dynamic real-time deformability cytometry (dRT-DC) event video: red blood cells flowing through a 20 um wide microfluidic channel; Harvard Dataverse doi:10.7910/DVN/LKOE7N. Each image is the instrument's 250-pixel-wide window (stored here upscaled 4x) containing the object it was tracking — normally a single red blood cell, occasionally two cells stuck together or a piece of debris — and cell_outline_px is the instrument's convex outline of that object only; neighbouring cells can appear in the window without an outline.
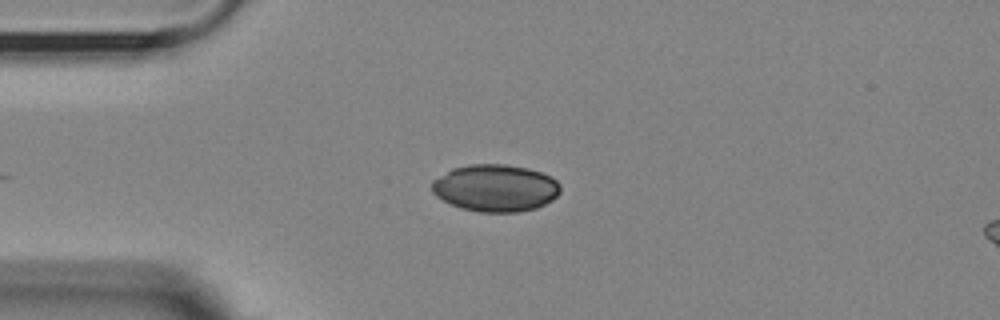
{"species": "Egyptian fruit bat (a non-hibernating species)", "species_latin": "Rousettus aegyptiacus", "temperature_condition": "room temperature", "stored_images_in_passage": 37, "camera_frame_rate_fps": 3000, "um_per_image_px": 0.085, "animal": {"sex": "female"}, "frame": {"image": 1, "passage_image": 1, "time_ms": 0.0, "image_size_px": [1000, 320], "cell_outline_px": [[560, 192], [552, 200], [536, 208], [520, 212], [480, 212], [460, 208], [436, 196], [432, 192], [432, 180], [452, 168], [468, 164], [504, 164], [528, 168], [552, 176], [560, 184]], "centroid_in_image_um": [42.11, 15.97], "position_along_channel_um": 42.9, "area_um2": 35.43}}
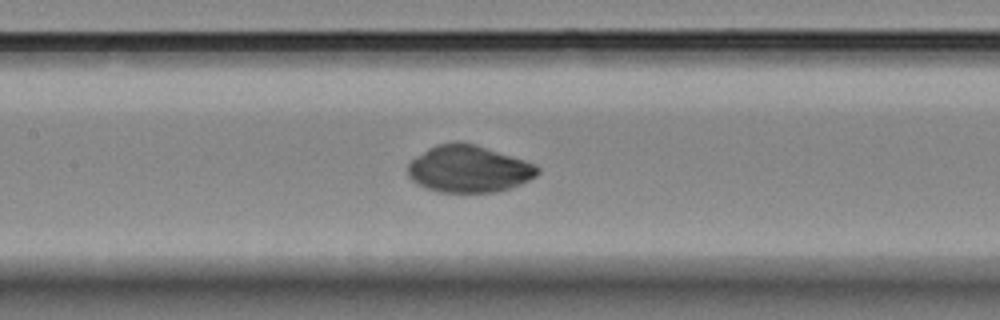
{"frame": {"image": 2, "passage_image": 13, "time_ms": 4.0, "image_size_px": [1000, 320], "cell_outline_px": [[540, 172], [536, 176], [520, 184], [496, 192], [440, 192], [424, 188], [416, 184], [408, 176], [408, 164], [412, 160], [428, 148], [436, 144], [472, 144], [524, 160], [536, 164], [540, 168]], "centroid_in_image_um": [39.83, 14.4], "position_along_channel_um": 167.6, "area_um2": 34.91}}
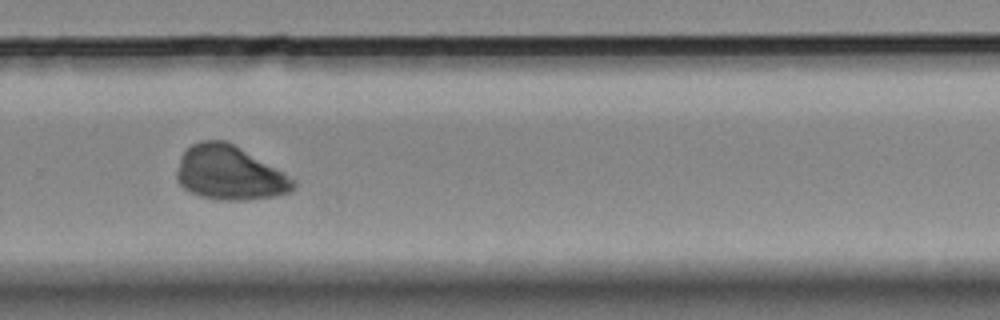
{"frame": {"image": 3, "passage_image": 25, "time_ms": 8.0, "image_size_px": [1000, 320], "cell_outline_px": [[296, 188], [288, 192], [272, 196], [248, 200], [220, 200], [200, 196], [184, 188], [180, 184], [176, 176], [176, 172], [180, 156], [192, 144], [200, 140], [224, 140], [240, 148], [284, 172], [296, 180]], "centroid_in_image_um": [19.5, 14.71], "position_along_channel_um": 310.3, "area_um2": 36.59}}